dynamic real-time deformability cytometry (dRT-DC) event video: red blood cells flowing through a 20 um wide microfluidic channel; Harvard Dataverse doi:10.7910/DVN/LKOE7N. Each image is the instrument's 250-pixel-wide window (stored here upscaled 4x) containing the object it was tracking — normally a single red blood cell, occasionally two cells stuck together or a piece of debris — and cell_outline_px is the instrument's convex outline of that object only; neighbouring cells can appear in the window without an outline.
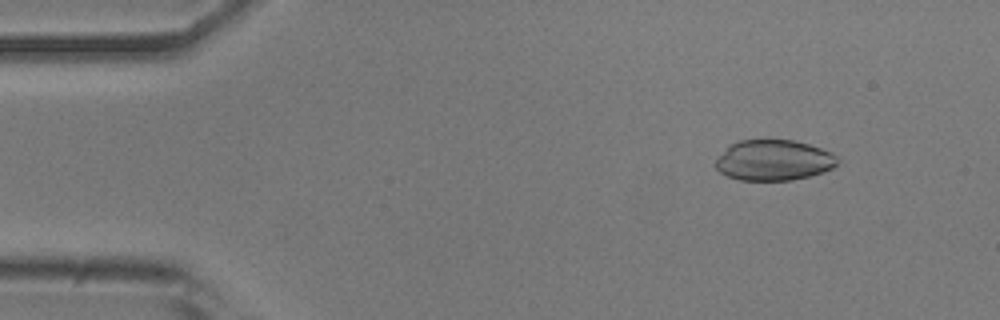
{"species": "common noctule bat (a hibernating species)", "species_latin": "Nyctalus noctula", "temperature_condition": "room temperature", "stored_images_in_passage": 47, "camera_frame_rate_fps": 3000, "um_per_image_px": 0.085, "animal": {"sex": "male", "body_mass_g": 20.5, "forearm_length_mm": 52.5}, "frame": {"image": 1, "passage_image": 1, "time_ms": 0.0, "image_size_px": [1000, 320], "cell_outline_px": [[836, 164], [832, 168], [824, 172], [792, 180], [740, 180], [728, 176], [720, 172], [716, 168], [716, 160], [732, 144], [740, 140], [792, 140], [808, 144], [820, 148], [836, 156]], "centroid_in_image_um": [65.76, 13.63], "position_along_channel_um": 19.2, "area_um2": 28.32}}
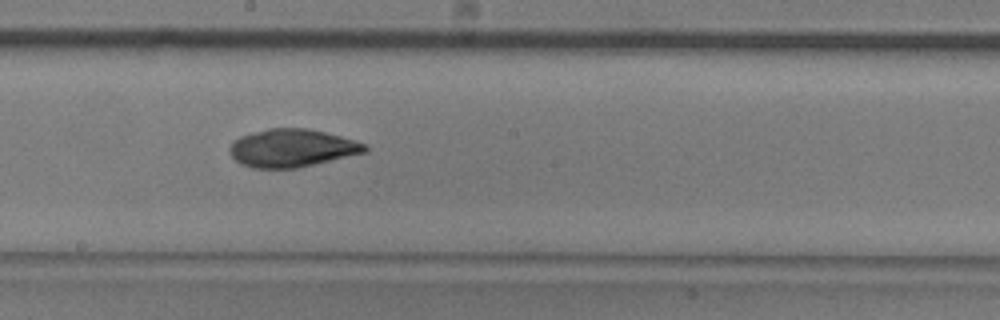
{"frame": {"image": 2, "passage_image": 23, "time_ms": 7.333, "image_size_px": [1000, 320], "cell_outline_px": [[368, 152], [296, 168], [252, 168], [240, 164], [232, 156], [228, 148], [240, 136], [252, 132], [268, 128], [308, 128], [356, 140], [364, 144], [368, 148]], "centroid_in_image_um": [24.82, 12.58], "position_along_channel_um": 223.4, "area_um2": 29.82}}
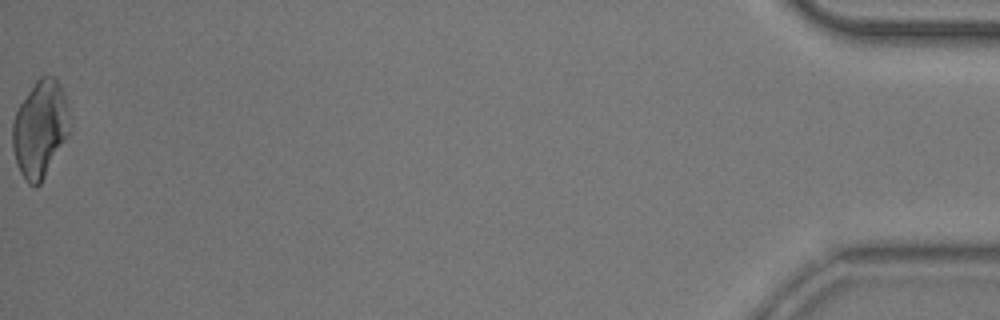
{"frame": {"image": 3, "passage_image": 47, "time_ms": 15.333, "image_size_px": [1000, 320], "cell_outline_px": [[68, 132], [64, 140], [40, 184], [36, 188], [28, 184], [24, 180], [16, 164], [12, 148], [12, 120], [20, 104], [36, 80], [40, 76], [52, 76], [60, 84], [64, 96], [68, 112]], "centroid_in_image_um": [3.35, 10.98], "position_along_channel_um": 431.9, "area_um2": 31.67}, "authors_computed_cell_mechanics": {"area_um2": 29.8826, "velocity_mm_per_s": 3.8901, "shape_relaxation_time_tau1_ms": 5.3528, "shape_relaxation_time_tau2_ms": 2.2154, "deformation_change_tau1": 0.1135, "deformation_change_tau2": 0.0597}}